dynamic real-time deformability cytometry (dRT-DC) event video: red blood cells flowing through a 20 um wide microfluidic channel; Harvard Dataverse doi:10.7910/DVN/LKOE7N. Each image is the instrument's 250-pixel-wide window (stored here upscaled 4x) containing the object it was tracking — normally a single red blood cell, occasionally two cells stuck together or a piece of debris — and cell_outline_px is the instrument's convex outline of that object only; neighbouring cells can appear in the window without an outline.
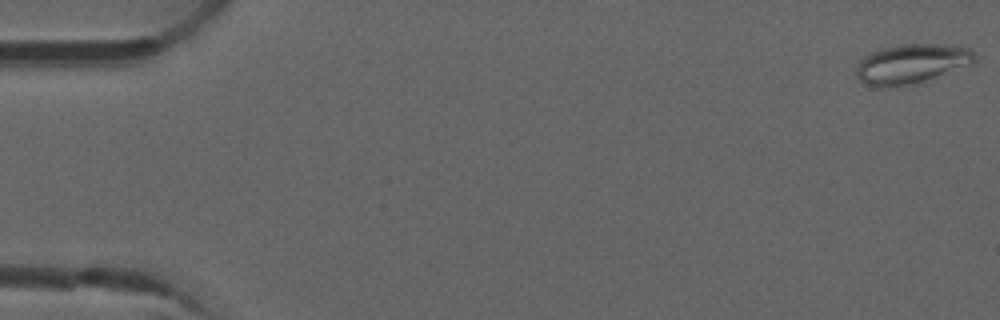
{"species": "common noctule bat (a hibernating species)", "species_latin": "Nyctalus noctula", "temperature_condition": "room temperature", "stored_images_in_passage": 8, "camera_frame_rate_fps": 3000, "um_per_image_px": 0.085, "animal": {"sex": "male", "forearm_length_mm": 52.5}, "frame": {"image": 1, "passage_image": 1, "time_ms": 0.0, "image_size_px": [1000, 320], "cell_outline_px": [[976, 60], [972, 64], [924, 80], [908, 84], [868, 84], [860, 80], [856, 72], [856, 68], [860, 60], [864, 56], [880, 48], [900, 44], [932, 44], [968, 48], [972, 52]], "centroid_in_image_um": [77.48, 5.37], "position_along_channel_um": 7.5, "area_um2": 26.07}}